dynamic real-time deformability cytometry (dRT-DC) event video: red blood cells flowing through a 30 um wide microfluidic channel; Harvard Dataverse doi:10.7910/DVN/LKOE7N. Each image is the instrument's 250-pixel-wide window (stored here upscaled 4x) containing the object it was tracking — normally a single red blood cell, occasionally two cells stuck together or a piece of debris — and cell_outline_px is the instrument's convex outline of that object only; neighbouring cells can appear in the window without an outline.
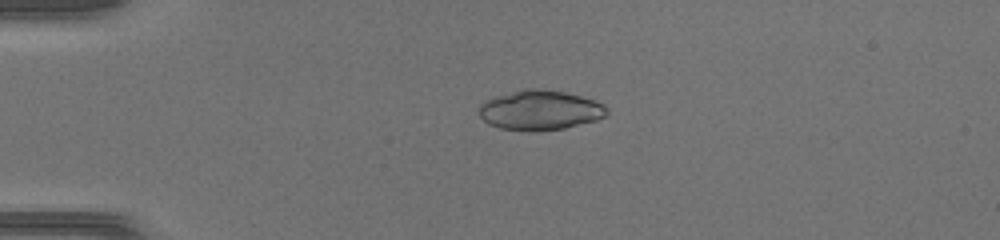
{"species": "common noctule bat (a hibernating species)", "species_latin": "Nyctalus noctula", "temperature_condition": "warm", "stored_images_in_passage": 50, "camera_frame_rate_fps": 3000, "um_per_image_px": 0.085, "animal": {"sex": "female", "body_mass_g": 17.0, "forearm_length_mm": 48.0}, "frame": {"image": 1, "passage_image": 12, "time_ms": 3.667, "image_size_px": [1000, 240], "cell_outline_px": [[608, 112], [604, 116], [596, 120], [564, 128], [528, 132], [500, 128], [488, 124], [476, 112], [476, 108], [484, 100], [520, 88], [544, 88], [564, 92], [580, 96], [604, 104], [608, 108]], "centroid_in_image_um": [45.83, 9.35], "position_along_channel_um": 39.2, "area_um2": 30.06}}
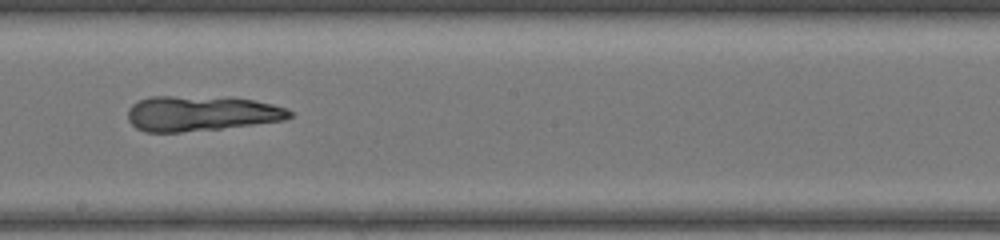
{"frame": {"image": 2, "passage_image": 29, "time_ms": 9.333, "image_size_px": [1000, 240], "cell_outline_px": [[292, 116], [284, 120], [220, 128], [180, 132], [144, 132], [136, 128], [128, 120], [128, 108], [132, 104], [148, 96], [232, 96], [272, 104], [288, 108], [292, 112]], "centroid_in_image_um": [17.08, 9.62], "position_along_channel_um": 231.1, "area_um2": 33.52}}
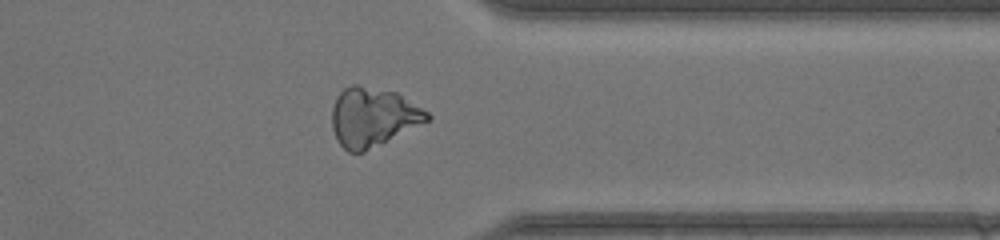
{"frame": {"image": 3, "passage_image": 40, "time_ms": 13.0, "image_size_px": [1000, 240], "cell_outline_px": [[432, 116], [428, 120], [364, 152], [348, 152], [336, 140], [332, 128], [332, 108], [336, 96], [344, 88], [352, 84], [356, 84], [396, 92], [428, 112]], "centroid_in_image_um": [31.65, 9.94], "position_along_channel_um": 379.8, "area_um2": 32.43}}